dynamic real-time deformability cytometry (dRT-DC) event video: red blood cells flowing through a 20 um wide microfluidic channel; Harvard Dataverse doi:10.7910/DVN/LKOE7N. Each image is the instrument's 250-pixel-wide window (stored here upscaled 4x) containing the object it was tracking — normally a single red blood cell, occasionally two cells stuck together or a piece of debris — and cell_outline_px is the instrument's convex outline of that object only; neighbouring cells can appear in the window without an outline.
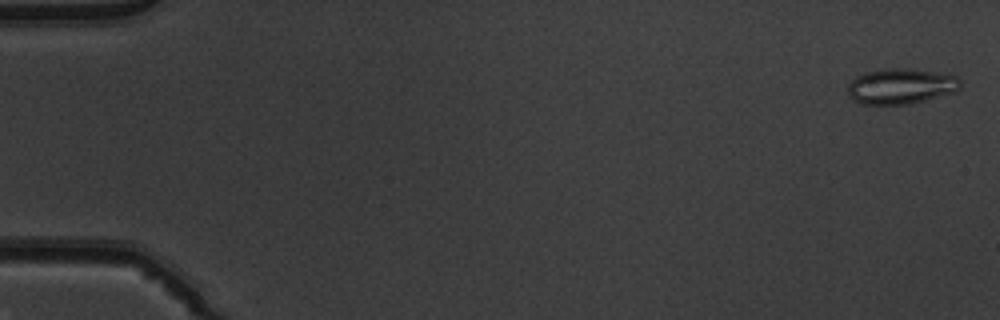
{"species": "common noctule bat (a hibernating species)", "species_latin": "Nyctalus noctula", "temperature_condition": "warm", "stored_images_in_passage": 52, "camera_frame_rate_fps": 3000, "um_per_image_px": 0.085, "animal": {"sex": "male", "body_mass_g": 19.5, "forearm_length_mm": 54.6}, "frame": {"image": 1, "passage_image": 2, "time_ms": 0.333, "image_size_px": [1000, 320], "cell_outline_px": [[960, 88], [956, 92], [912, 104], [860, 104], [848, 96], [848, 84], [856, 76], [864, 72], [888, 68], [908, 68], [956, 76], [960, 80]], "centroid_in_image_um": [76.56, 7.34], "position_along_channel_um": 8.4, "area_um2": 23.41}}
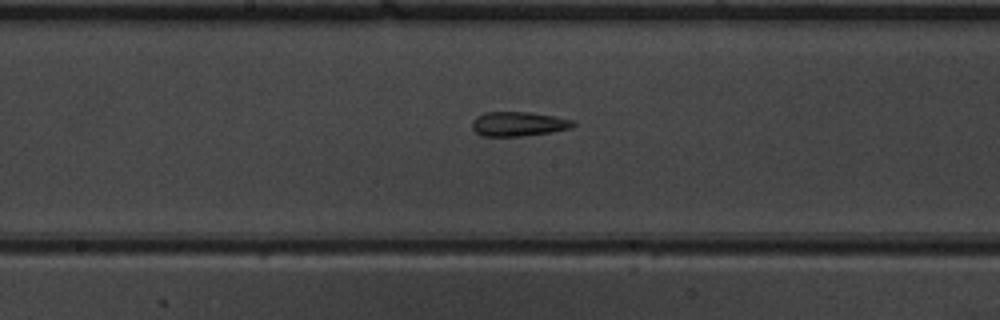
{"frame": {"image": 2, "passage_image": 28, "time_ms": 9.0, "image_size_px": [1000, 320], "cell_outline_px": [[576, 124], [568, 128], [552, 132], [520, 136], [480, 136], [472, 128], [472, 120], [476, 116], [484, 112], [528, 112], [556, 116], [572, 120]], "centroid_in_image_um": [44.02, 10.53], "position_along_channel_um": 204.2, "area_um2": 14.39}}
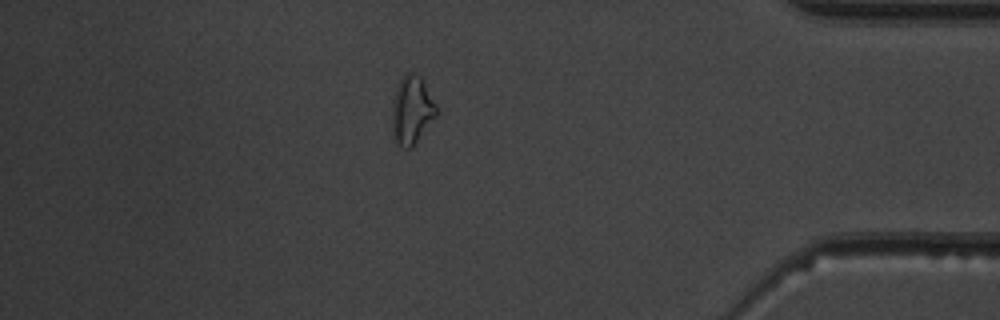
{"frame": {"image": 3, "passage_image": 45, "time_ms": 14.667, "image_size_px": [1000, 320], "cell_outline_px": [[436, 116], [412, 148], [404, 148], [396, 144], [392, 140], [392, 100], [396, 88], [404, 72], [412, 72], [420, 76], [436, 104]], "centroid_in_image_um": [34.96, 9.38], "position_along_channel_um": 400.2, "area_um2": 17.8}, "authors_computed_cell_mechanics": {"area_um2": 16.5886, "velocity_mm_per_s": 4.032, "shape_relaxation_time_tau1_ms": null, "shape_relaxation_time_tau2_ms": 2.2456, "deformation_change_tau1": null, "deformation_change_tau2": 0.1231}}